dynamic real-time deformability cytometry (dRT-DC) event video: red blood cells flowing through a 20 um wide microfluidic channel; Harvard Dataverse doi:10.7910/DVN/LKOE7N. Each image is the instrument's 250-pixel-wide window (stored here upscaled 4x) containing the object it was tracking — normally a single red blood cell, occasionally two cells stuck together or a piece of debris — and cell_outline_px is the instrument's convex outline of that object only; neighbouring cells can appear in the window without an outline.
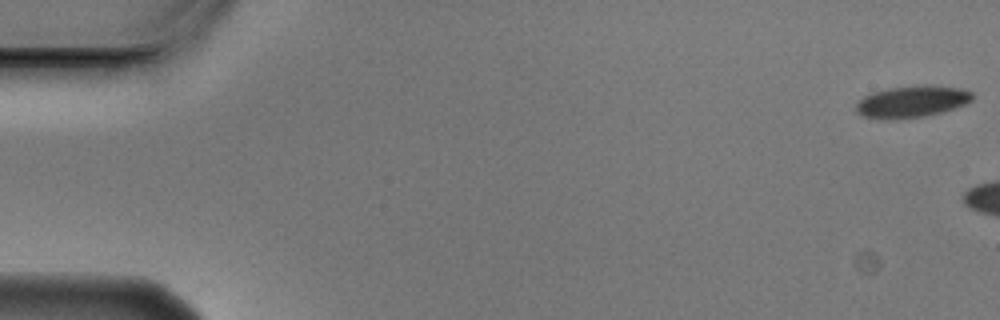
{"species": "Egyptian fruit bat (a non-hibernating species)", "species_latin": "Rousettus aegyptiacus", "temperature_condition": "cold", "stored_images_in_passage": 4, "camera_frame_rate_fps": 3000, "um_per_image_px": 0.085, "animal": {"sex": "male"}, "frame": {"image": 1, "passage_image": 1, "time_ms": 0.0, "image_size_px": [1000, 320], "cell_outline_px": [[972, 100], [964, 104], [940, 112], [924, 116], [892, 120], [888, 120], [864, 116], [856, 112], [856, 104], [864, 96], [872, 92], [892, 88], [928, 84], [960, 88], [972, 92]], "centroid_in_image_um": [77.49, 8.63], "position_along_channel_um": 7.5, "area_um2": 21.33}}